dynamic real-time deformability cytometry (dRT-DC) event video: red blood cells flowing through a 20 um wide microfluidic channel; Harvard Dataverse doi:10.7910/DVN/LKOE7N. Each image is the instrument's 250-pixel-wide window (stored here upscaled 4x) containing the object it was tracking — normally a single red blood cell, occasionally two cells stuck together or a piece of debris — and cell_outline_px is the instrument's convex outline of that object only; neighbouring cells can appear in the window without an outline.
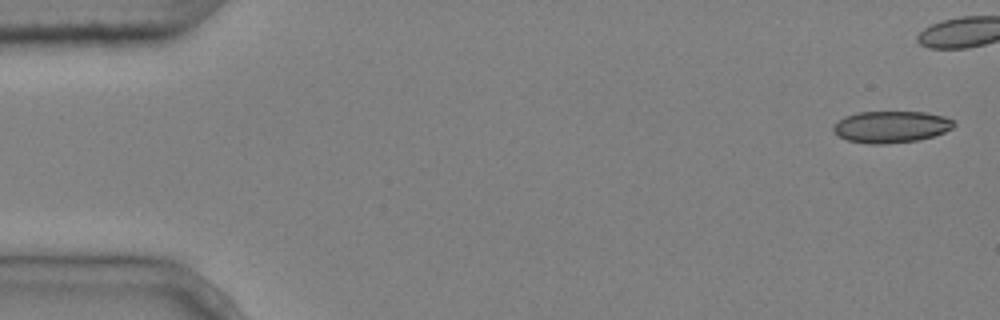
{"species": "common noctule bat (a hibernating species)", "species_latin": "Nyctalus noctula", "temperature_condition": "cold", "stored_images_in_passage": 7, "camera_frame_rate_fps": 3000, "um_per_image_px": 0.085, "animal": {"sex": "male", "body_mass_g": 20.4}, "frame": {"image": 1, "passage_image": 1, "time_ms": 0.0, "image_size_px": [1000, 320], "cell_outline_px": [[956, 124], [952, 128], [944, 132], [920, 140], [888, 144], [868, 144], [848, 140], [840, 136], [832, 128], [844, 116], [856, 112], [924, 112], [944, 116], [952, 120]], "centroid_in_image_um": [75.76, 10.78], "position_along_channel_um": 9.2, "area_um2": 22.2}}
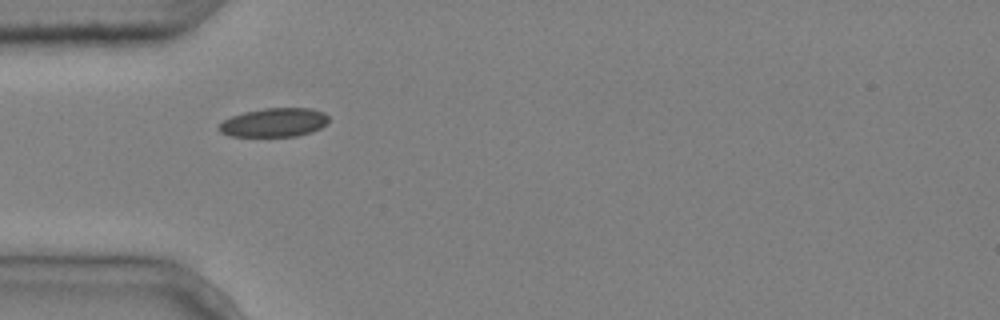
{"frame": {"image": 2, "passage_image": 6, "time_ms": 1.667, "image_size_px": [1000, 320], "cell_outline_px": [[328, 124], [312, 132], [296, 136], [228, 136], [220, 132], [216, 128], [224, 120], [232, 116], [244, 112], [264, 108], [312, 108], [324, 112], [328, 116]], "centroid_in_image_um": [23.31, 10.41], "position_along_channel_um": 61.7, "area_um2": 18.55}}